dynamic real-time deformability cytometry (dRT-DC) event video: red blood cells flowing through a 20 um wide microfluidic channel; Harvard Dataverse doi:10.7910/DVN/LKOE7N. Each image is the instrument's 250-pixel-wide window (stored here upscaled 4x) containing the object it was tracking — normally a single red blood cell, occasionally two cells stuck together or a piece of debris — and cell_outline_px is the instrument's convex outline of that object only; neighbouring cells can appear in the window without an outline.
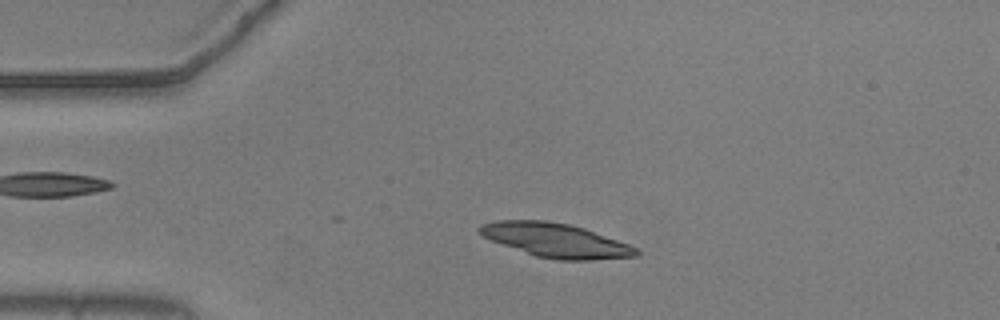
{"species": "common noctule bat (a hibernating species)", "species_latin": "Nyctalus noctula", "temperature_condition": "warm", "stored_images_in_passage": 53, "camera_frame_rate_fps": 3000, "um_per_image_px": 0.085, "animal": {"sex": "male", "body_mass_g": 20.5, "forearm_length_mm": 52.5}, "frame": {"image": 1, "passage_image": 11, "time_ms": 3.333, "image_size_px": [1000, 320], "cell_outline_px": [[640, 256], [592, 260], [556, 260], [536, 256], [492, 240], [484, 236], [476, 228], [480, 224], [496, 220], [544, 220], [568, 224], [584, 228], [628, 244], [636, 248], [640, 252]], "centroid_in_image_um": [47.25, 20.42], "position_along_channel_um": 37.8, "area_um2": 30.81}}